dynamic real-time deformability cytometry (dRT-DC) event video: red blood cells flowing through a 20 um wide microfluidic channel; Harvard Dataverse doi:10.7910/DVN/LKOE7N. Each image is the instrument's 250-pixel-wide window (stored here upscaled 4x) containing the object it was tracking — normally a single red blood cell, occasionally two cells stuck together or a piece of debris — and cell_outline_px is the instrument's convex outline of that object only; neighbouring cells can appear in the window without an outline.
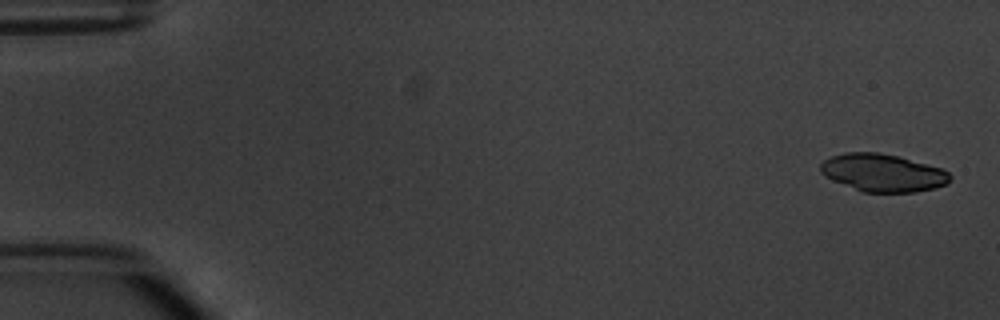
{"species": "common noctule bat (a hibernating species)", "species_latin": "Nyctalus noctula", "temperature_condition": "warm", "stored_images_in_passage": 8, "camera_frame_rate_fps": 3000, "um_per_image_px": 0.085, "animal": {"sex": "male", "body_mass_g": 20.1, "forearm_length_mm": 53.5}, "frame": {"image": 1, "passage_image": 1, "time_ms": 0.0, "image_size_px": [1000, 320], "cell_outline_px": [[952, 176], [948, 184], [936, 188], [916, 192], [864, 192], [832, 180], [824, 176], [820, 172], [820, 164], [824, 160], [832, 156], [844, 152], [876, 152], [900, 156], [944, 168]], "centroid_in_image_um": [75.08, 14.68], "position_along_channel_um": 9.9, "area_um2": 28.78}}
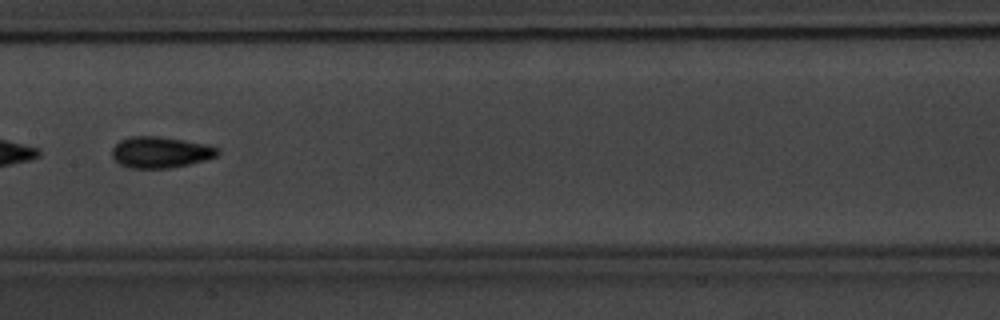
{"frame": {"image": 2, "passage_image": 8, "time_ms": 8.667, "image_size_px": [1000, 320], "cell_outline_px": [[220, 152], [216, 156], [204, 160], [188, 164], [168, 168], [128, 168], [120, 164], [112, 156], [112, 148], [120, 140], [132, 136], [156, 136], [184, 140], [208, 144], [220, 148]], "centroid_in_image_um": [13.65, 12.94], "position_along_channel_um": 193.8, "area_um2": 19.19}}